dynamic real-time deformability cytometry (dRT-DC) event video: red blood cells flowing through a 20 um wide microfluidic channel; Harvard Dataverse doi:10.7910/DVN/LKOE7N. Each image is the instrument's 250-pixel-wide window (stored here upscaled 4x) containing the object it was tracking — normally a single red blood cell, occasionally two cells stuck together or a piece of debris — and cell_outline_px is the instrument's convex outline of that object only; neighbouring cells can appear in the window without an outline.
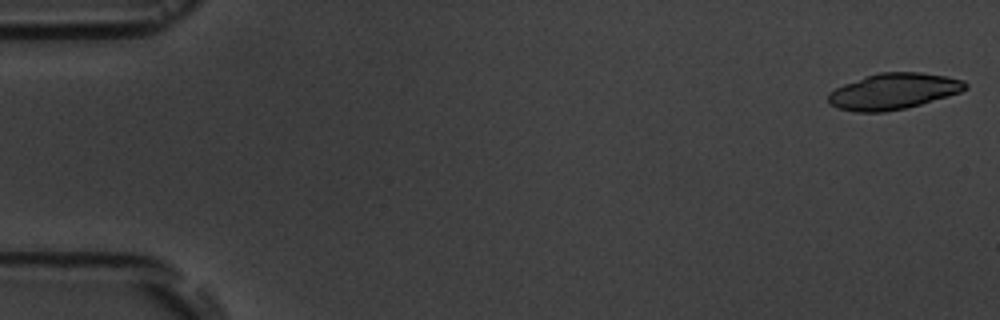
{"species": "common noctule bat (a hibernating species)", "species_latin": "Nyctalus noctula", "temperature_condition": "room temperature", "stored_images_in_passage": 5, "camera_frame_rate_fps": 3000, "um_per_image_px": 0.085, "animal": {"sex": "male", "body_mass_g": 19.5, "forearm_length_mm": 54.6}, "frame": {"image": 1, "passage_image": 1, "time_ms": 0.0, "image_size_px": [1000, 320], "cell_outline_px": [[968, 88], [960, 92], [948, 96], [920, 104], [904, 108], [884, 112], [856, 112], [836, 108], [828, 100], [828, 92], [844, 84], [864, 76], [880, 72], [920, 72], [944, 76], [964, 80], [968, 84]], "centroid_in_image_um": [75.94, 7.76], "position_along_channel_um": 9.1, "area_um2": 28.73}}